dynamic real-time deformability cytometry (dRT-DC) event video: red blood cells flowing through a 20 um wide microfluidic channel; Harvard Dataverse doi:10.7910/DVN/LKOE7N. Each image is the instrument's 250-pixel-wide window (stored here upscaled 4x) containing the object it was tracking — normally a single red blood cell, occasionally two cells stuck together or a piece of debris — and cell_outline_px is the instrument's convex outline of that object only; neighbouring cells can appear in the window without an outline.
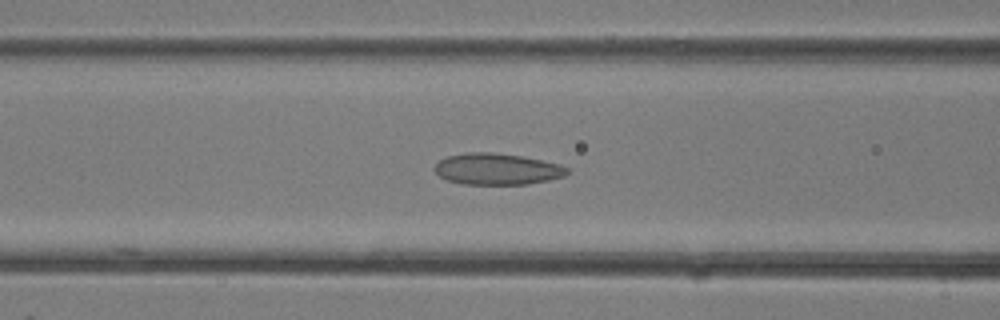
{"species": "common noctule bat (a hibernating species)", "species_latin": "Nyctalus noctula", "temperature_condition": "room temperature", "stored_images_in_passage": 34, "camera_frame_rate_fps": 3000, "um_per_image_px": 0.085, "animal": {"sex": "female"}, "frame": {"image": 1, "passage_image": 14, "time_ms": 4.333, "image_size_px": [1000, 320], "cell_outline_px": [[568, 172], [564, 176], [548, 180], [528, 184], [464, 184], [448, 180], [440, 176], [432, 168], [440, 160], [448, 156], [464, 152], [492, 152], [524, 156], [560, 164], [568, 168]], "centroid_in_image_um": [42.25, 14.36], "position_along_channel_um": 124.4, "area_um2": 24.28}}
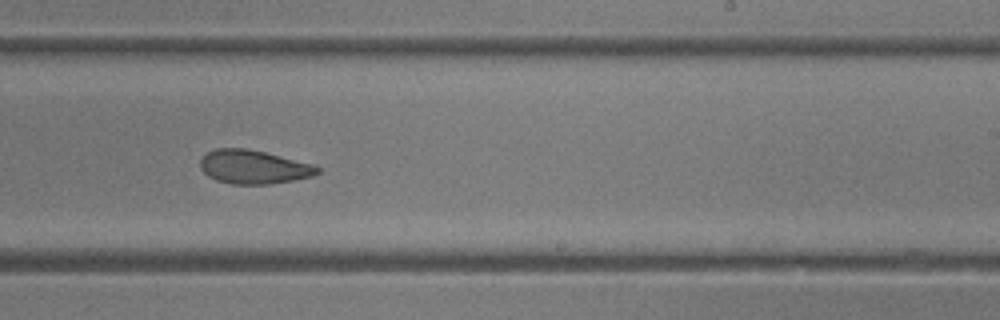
{"frame": {"image": 2, "passage_image": 21, "time_ms": 6.667, "image_size_px": [1000, 320], "cell_outline_px": [[320, 172], [312, 176], [292, 180], [268, 184], [232, 184], [216, 180], [208, 176], [200, 168], [200, 160], [208, 152], [216, 148], [244, 148], [264, 152], [312, 164], [320, 168]], "centroid_in_image_um": [21.53, 14.19], "position_along_channel_um": 267.5, "area_um2": 22.77}}
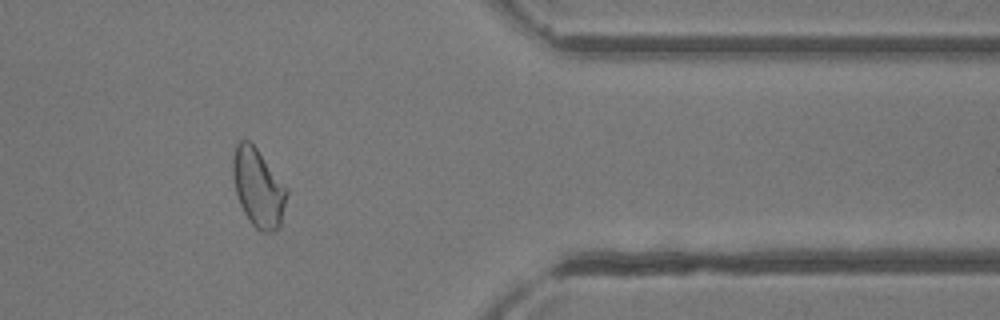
{"frame": {"image": 3, "passage_image": 28, "time_ms": 9.0, "image_size_px": [1000, 320], "cell_outline_px": [[288, 192], [280, 228], [276, 232], [260, 232], [248, 220], [240, 204], [236, 192], [232, 172], [232, 156], [236, 144], [240, 140], [248, 140], [256, 148], [288, 188]], "centroid_in_image_um": [21.96, 15.99], "position_along_channel_um": 389.4, "area_um2": 24.74}}